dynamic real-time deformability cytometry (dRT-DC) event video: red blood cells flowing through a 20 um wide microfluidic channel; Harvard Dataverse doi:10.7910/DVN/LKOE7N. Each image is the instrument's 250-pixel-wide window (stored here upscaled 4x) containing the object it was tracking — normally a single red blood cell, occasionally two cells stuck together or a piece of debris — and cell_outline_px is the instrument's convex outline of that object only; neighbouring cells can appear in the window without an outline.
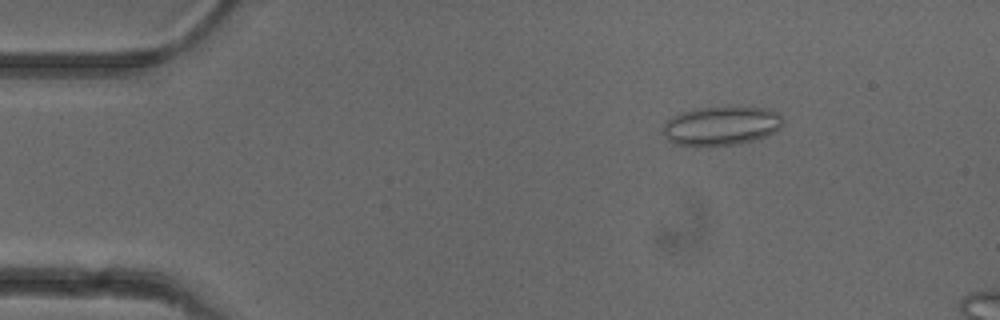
{"species": "common noctule bat (a hibernating species)", "species_latin": "Nyctalus noctula", "temperature_condition": "cold", "stored_images_in_passage": 6, "camera_frame_rate_fps": 3000, "um_per_image_px": 0.085, "animal": {"sex": "female"}, "frame": {"image": 1, "passage_image": 3, "time_ms": 2.333, "image_size_px": [1000, 320], "cell_outline_px": [[784, 120], [780, 128], [776, 132], [752, 140], [736, 144], [708, 148], [676, 144], [668, 140], [664, 136], [664, 124], [672, 116], [692, 108], [772, 108], [780, 112]], "centroid_in_image_um": [61.32, 10.72], "position_along_channel_um": 23.7, "area_um2": 27.57}}